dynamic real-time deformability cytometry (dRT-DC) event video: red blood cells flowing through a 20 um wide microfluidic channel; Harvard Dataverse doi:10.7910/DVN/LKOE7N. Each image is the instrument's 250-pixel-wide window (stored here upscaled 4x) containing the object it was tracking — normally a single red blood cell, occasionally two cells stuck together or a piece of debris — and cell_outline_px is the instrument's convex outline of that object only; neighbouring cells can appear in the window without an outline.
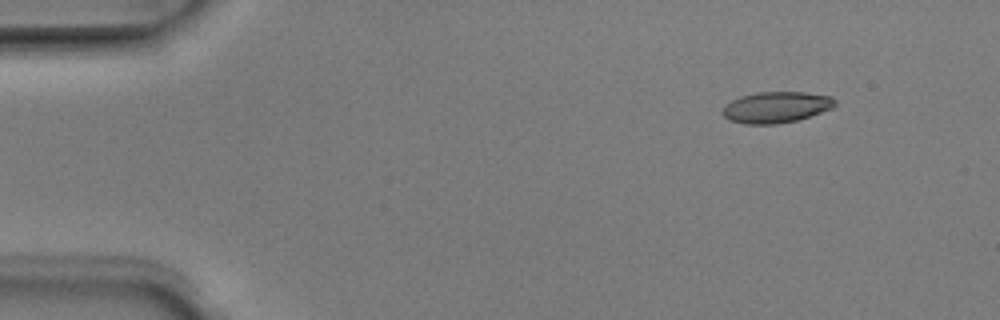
{"species": "Egyptian fruit bat (a non-hibernating species)", "species_latin": "Rousettus aegyptiacus", "temperature_condition": "room temperature", "stored_images_in_passage": 6, "camera_frame_rate_fps": 3000, "um_per_image_px": 0.085, "animal": {"sex": "male"}, "frame": {"image": 1, "passage_image": 6, "time_ms": 1.667, "image_size_px": [1000, 320], "cell_outline_px": [[836, 104], [832, 108], [796, 120], [776, 124], [744, 124], [728, 120], [724, 116], [724, 108], [732, 100], [740, 96], [756, 92], [804, 92], [832, 96], [836, 100]], "centroid_in_image_um": [65.98, 9.11], "position_along_channel_um": 19.0, "area_um2": 20.23}}